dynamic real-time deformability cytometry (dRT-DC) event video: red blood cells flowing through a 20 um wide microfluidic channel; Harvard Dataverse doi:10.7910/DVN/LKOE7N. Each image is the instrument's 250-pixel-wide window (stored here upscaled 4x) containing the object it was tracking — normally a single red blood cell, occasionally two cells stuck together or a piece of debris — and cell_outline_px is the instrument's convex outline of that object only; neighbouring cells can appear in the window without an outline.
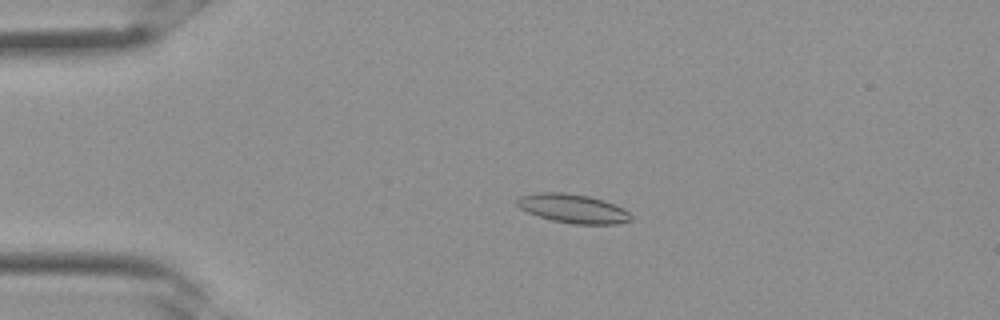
{"species": "Egyptian fruit bat (a non-hibernating species)", "species_latin": "Rousettus aegyptiacus", "temperature_condition": "room temperature", "stored_images_in_passage": 35, "camera_frame_rate_fps": 3000, "um_per_image_px": 0.085, "frame": {"image": 1, "passage_image": 8, "time_ms": 2.333, "image_size_px": [1000, 320], "cell_outline_px": [[632, 220], [616, 224], [572, 224], [552, 220], [528, 212], [520, 208], [516, 204], [516, 200], [520, 196], [536, 192], [564, 192], [588, 196], [604, 200], [624, 208], [632, 216]], "centroid_in_image_um": [48.71, 17.72], "position_along_channel_um": 36.3, "area_um2": 19.25}}
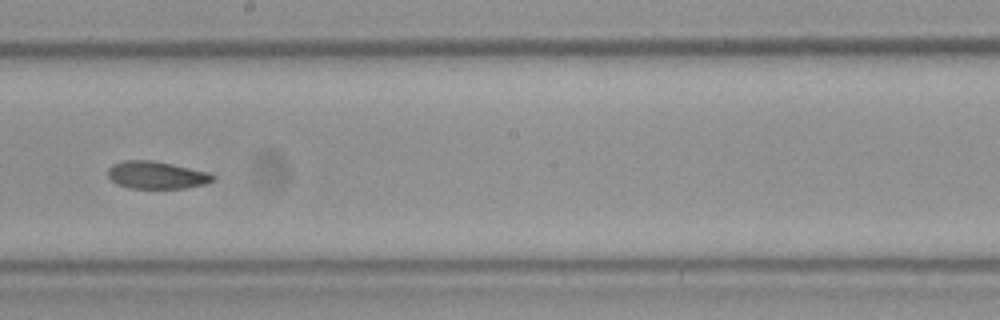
{"frame": {"image": 2, "passage_image": 20, "time_ms": 6.333, "image_size_px": [1000, 320], "cell_outline_px": [[216, 180], [208, 184], [184, 188], [128, 188], [116, 184], [108, 176], [108, 168], [112, 164], [124, 160], [152, 160], [172, 164], [208, 172], [216, 176]], "centroid_in_image_um": [13.32, 14.88], "position_along_channel_um": 234.9, "area_um2": 16.99}}
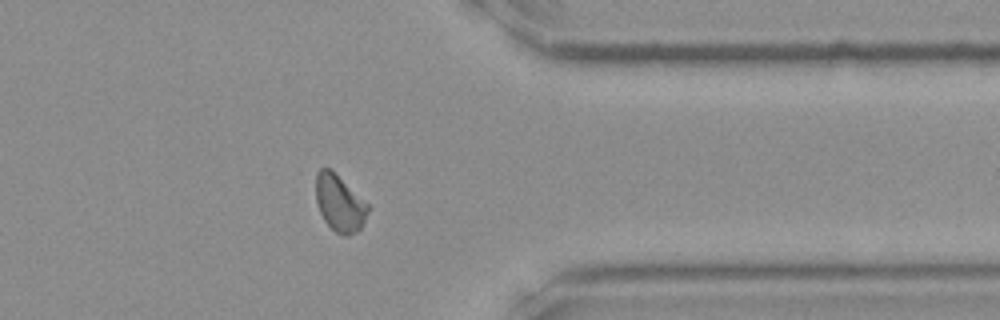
{"frame": {"image": 3, "passage_image": 28, "time_ms": 9.0, "image_size_px": [1000, 320], "cell_outline_px": [[368, 212], [360, 228], [356, 232], [348, 236], [344, 236], [336, 232], [324, 220], [320, 212], [316, 200], [316, 172], [320, 168], [332, 168], [368, 204]], "centroid_in_image_um": [28.85, 17.24], "position_along_channel_um": 382.6, "area_um2": 17.17}}